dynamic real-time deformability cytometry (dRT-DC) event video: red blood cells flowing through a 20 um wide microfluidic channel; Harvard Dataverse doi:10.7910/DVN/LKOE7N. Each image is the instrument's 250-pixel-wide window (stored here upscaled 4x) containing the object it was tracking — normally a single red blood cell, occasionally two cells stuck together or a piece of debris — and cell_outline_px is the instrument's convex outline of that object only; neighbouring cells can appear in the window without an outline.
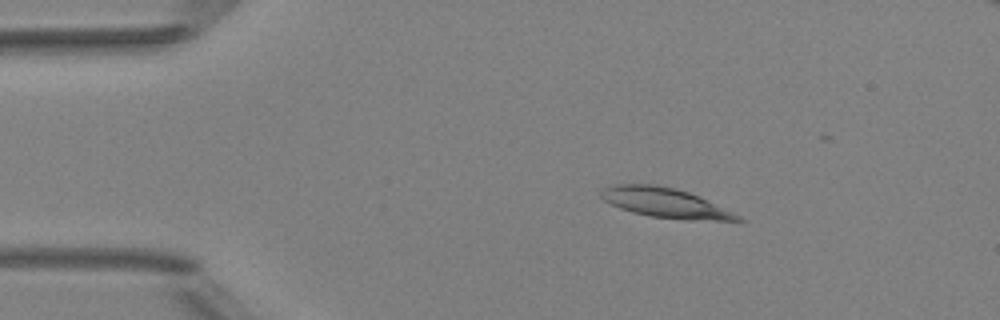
{"species": "Egyptian fruit bat (a non-hibernating species)", "species_latin": "Rousettus aegyptiacus", "temperature_condition": "room temperature", "stored_images_in_passage": 5, "camera_frame_rate_fps": 3000, "um_per_image_px": 0.085, "animal": {"sex": "female"}, "frame": {"image": 1, "passage_image": 2, "time_ms": 1.0, "image_size_px": [1000, 320], "cell_outline_px": [[744, 220], [688, 220], [648, 216], [632, 212], [620, 208], [604, 200], [600, 196], [600, 192], [604, 188], [612, 184], [656, 184], [676, 188], [700, 196], [740, 216]], "centroid_in_image_um": [56.5, 17.22], "position_along_channel_um": 28.5, "area_um2": 23.52}}
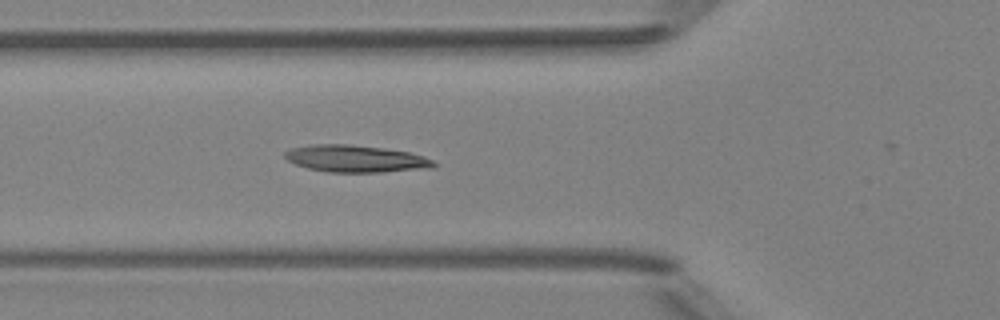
{"frame": {"image": 2, "passage_image": 5, "time_ms": 4.667, "image_size_px": [1000, 320], "cell_outline_px": [[436, 168], [384, 172], [328, 172], [308, 168], [296, 164], [288, 160], [284, 156], [284, 152], [292, 148], [312, 144], [348, 144], [384, 148], [408, 152], [424, 156], [432, 160], [436, 164]], "centroid_in_image_um": [30.27, 13.49], "position_along_channel_um": 95.5, "area_um2": 23.52}}